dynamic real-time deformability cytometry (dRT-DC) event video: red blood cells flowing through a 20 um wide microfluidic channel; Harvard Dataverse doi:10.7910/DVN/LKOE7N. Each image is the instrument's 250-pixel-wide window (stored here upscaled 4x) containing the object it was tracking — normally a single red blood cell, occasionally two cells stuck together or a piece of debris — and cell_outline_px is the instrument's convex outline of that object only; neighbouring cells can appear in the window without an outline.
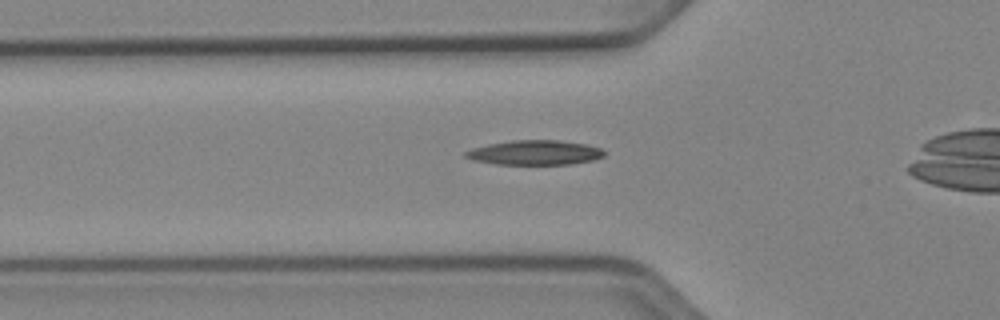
{"species": "Egyptian fruit bat (a non-hibernating species)", "species_latin": "Rousettus aegyptiacus", "temperature_condition": "cold", "stored_images_in_passage": 27, "camera_frame_rate_fps": 3000, "um_per_image_px": 0.085, "animal": {"sex": "female"}, "frame": {"image": 1, "passage_image": 2, "time_ms": 0.333, "image_size_px": [1000, 320], "cell_outline_px": [[604, 156], [592, 160], [572, 164], [496, 164], [472, 160], [464, 156], [464, 152], [472, 148], [488, 144], [512, 140], [556, 140], [584, 144], [600, 148], [604, 152]], "centroid_in_image_um": [45.42, 12.97], "position_along_channel_um": 80.4, "area_um2": 19.77}}
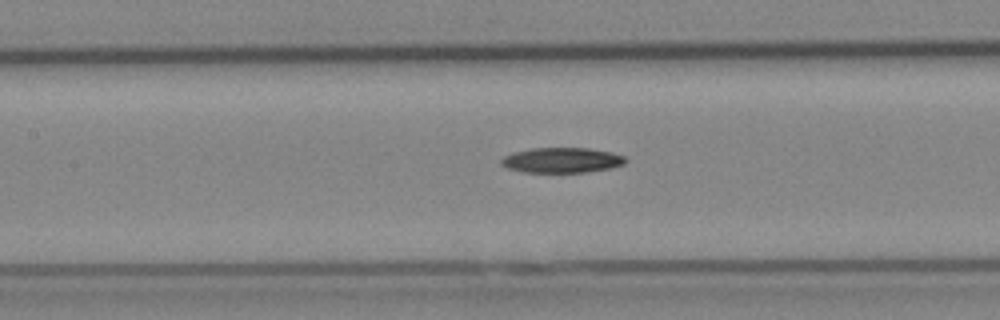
{"frame": {"image": 2, "passage_image": 8, "time_ms": 2.333, "image_size_px": [1000, 320], "cell_outline_px": [[628, 160], [624, 164], [608, 168], [584, 172], [524, 172], [508, 168], [500, 164], [500, 160], [504, 156], [512, 152], [532, 148], [588, 148], [612, 152], [624, 156]], "centroid_in_image_um": [47.73, 13.61], "position_along_channel_um": 159.7, "area_um2": 18.21}}
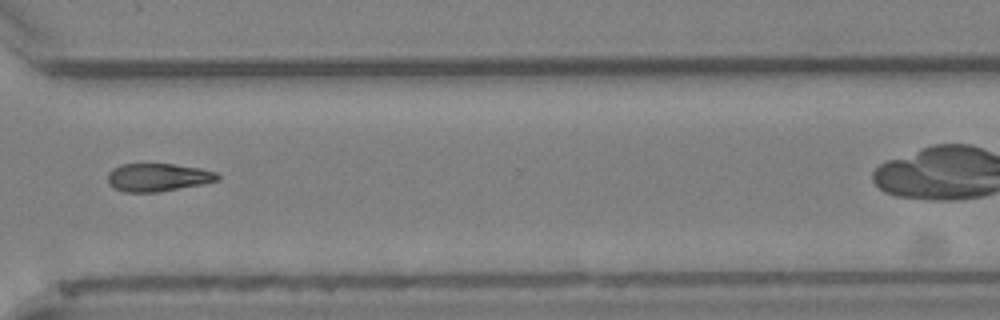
{"frame": {"image": 3, "passage_image": 23, "time_ms": 7.333, "image_size_px": [1000, 320], "cell_outline_px": [[220, 176], [216, 180], [200, 184], [156, 192], [124, 192], [108, 184], [108, 172], [112, 168], [120, 164], [172, 164], [200, 168], [216, 172]], "centroid_in_image_um": [13.37, 15.06], "position_along_channel_um": 357.2, "area_um2": 17.69}}